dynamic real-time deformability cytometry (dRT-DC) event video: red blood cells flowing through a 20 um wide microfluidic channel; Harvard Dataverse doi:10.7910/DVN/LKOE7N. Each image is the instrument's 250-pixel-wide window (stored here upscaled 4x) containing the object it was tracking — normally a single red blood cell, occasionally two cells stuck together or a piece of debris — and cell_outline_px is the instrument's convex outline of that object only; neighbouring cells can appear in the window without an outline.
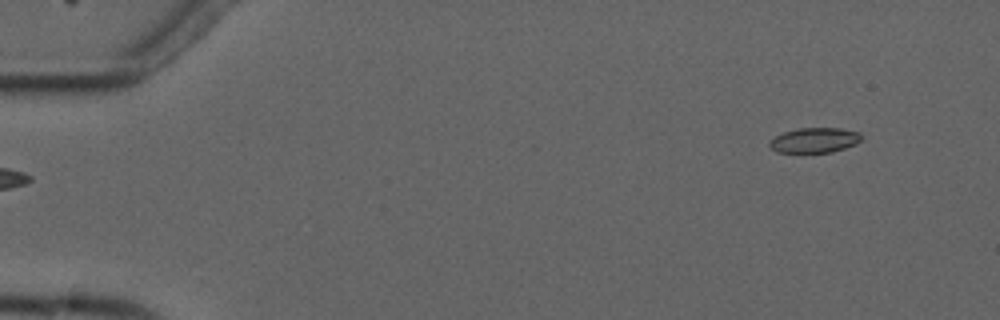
{"species": "common noctule bat (a hibernating species)", "species_latin": "Nyctalus noctula", "temperature_condition": "cold", "stored_images_in_passage": 6, "camera_frame_rate_fps": 3000, "um_per_image_px": 0.085, "animal": {"sex": "male", "forearm_length_mm": 52.5}, "frame": {"image": 1, "passage_image": 6, "time_ms": 6.0, "image_size_px": [1000, 320], "cell_outline_px": [[864, 136], [856, 144], [832, 152], [776, 152], [768, 144], [776, 136], [784, 132], [796, 128], [840, 128], [860, 132]], "centroid_in_image_um": [69.28, 11.91], "position_along_channel_um": 15.7, "area_um2": 13.35}}